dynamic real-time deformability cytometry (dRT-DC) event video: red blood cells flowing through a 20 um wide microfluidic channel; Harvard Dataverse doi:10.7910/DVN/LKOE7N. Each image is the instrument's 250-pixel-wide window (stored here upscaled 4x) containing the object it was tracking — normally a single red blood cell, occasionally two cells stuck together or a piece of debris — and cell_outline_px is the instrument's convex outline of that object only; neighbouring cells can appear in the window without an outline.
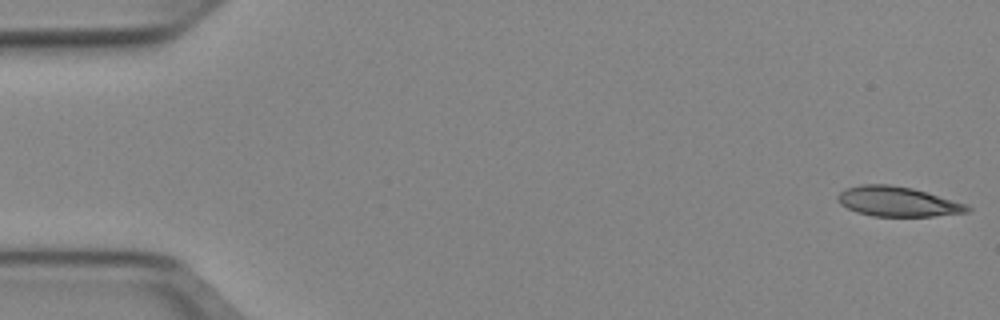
{"species": "Egyptian fruit bat (a non-hibernating species)", "species_latin": "Rousettus aegyptiacus", "temperature_condition": "cold", "stored_images_in_passage": 51, "camera_frame_rate_fps": 3000, "um_per_image_px": 0.085, "animal": {"sex": "female"}, "frame": {"image": 1, "passage_image": 1, "time_ms": 0.0, "image_size_px": [1000, 320], "cell_outline_px": [[972, 208], [968, 212], [932, 216], [872, 216], [856, 212], [840, 204], [836, 200], [836, 196], [844, 188], [860, 184], [888, 184], [912, 188], [968, 204]], "centroid_in_image_um": [76.26, 17.13], "position_along_channel_um": 8.7, "area_um2": 22.66}}
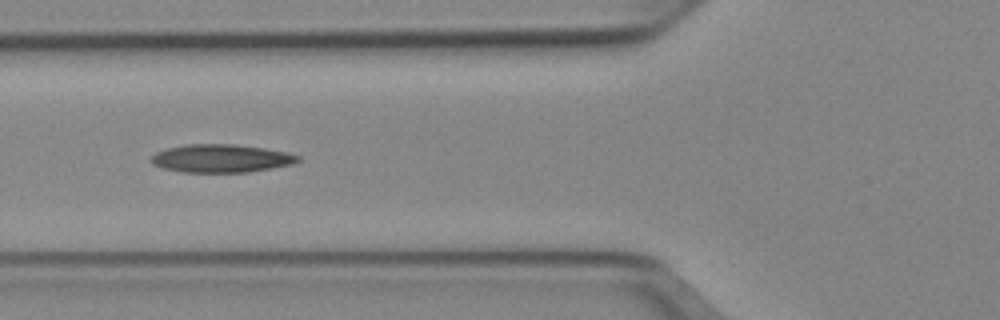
{"frame": {"image": 2, "passage_image": 19, "time_ms": 6.0, "image_size_px": [1000, 320], "cell_outline_px": [[300, 160], [292, 164], [248, 172], [184, 172], [164, 168], [152, 164], [152, 156], [156, 152], [164, 148], [184, 144], [236, 144], [264, 148], [288, 152], [300, 156]], "centroid_in_image_um": [18.79, 13.45], "position_along_channel_um": 107.0, "area_um2": 24.04}}
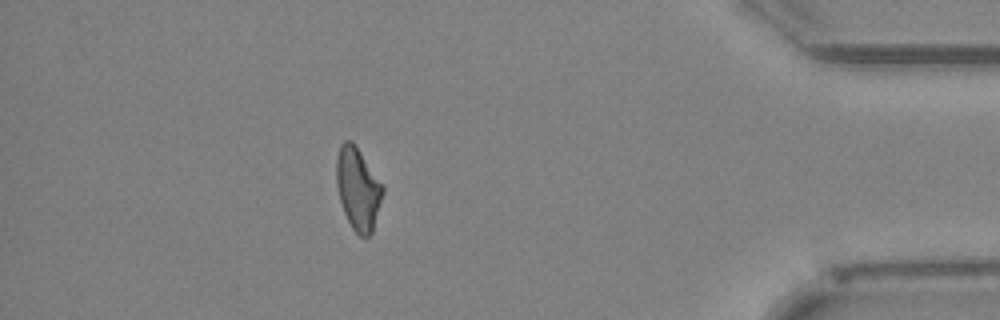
{"frame": {"image": 3, "passage_image": 45, "time_ms": 14.667, "image_size_px": [1000, 320], "cell_outline_px": [[384, 192], [372, 232], [368, 236], [360, 236], [352, 228], [344, 212], [340, 200], [336, 184], [336, 156], [340, 144], [344, 140], [352, 140], [356, 144], [384, 188]], "centroid_in_image_um": [30.41, 16.0], "position_along_channel_um": 404.8, "area_um2": 22.2}, "authors_computed_cell_mechanics": {"area_um2": 22.9466, "velocity_mm_per_s": 3.9577, "shape_relaxation_time_tau1_ms": null, "shape_relaxation_time_tau2_ms": 8.4446, "deformation_change_tau1": null, "deformation_change_tau2": 0.1945}}